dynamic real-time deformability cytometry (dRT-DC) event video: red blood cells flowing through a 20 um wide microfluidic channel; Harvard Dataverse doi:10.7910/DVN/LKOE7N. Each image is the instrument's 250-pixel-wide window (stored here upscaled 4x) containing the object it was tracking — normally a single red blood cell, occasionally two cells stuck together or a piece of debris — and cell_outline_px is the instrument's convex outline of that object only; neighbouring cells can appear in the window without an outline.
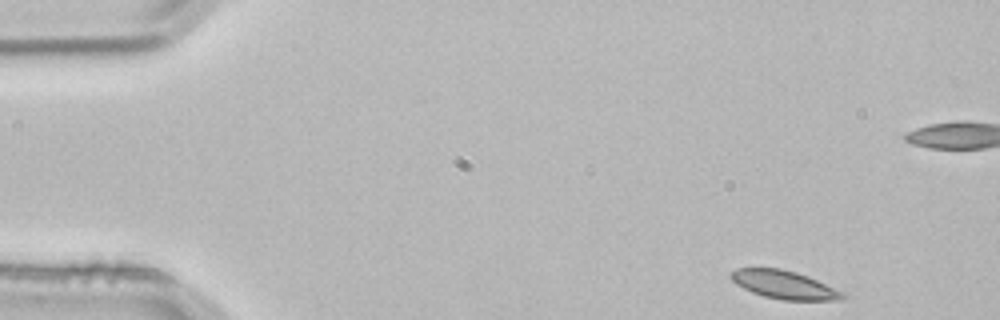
{"species": "common noctule bat (a hibernating species)", "species_latin": "Nyctalus noctula", "temperature_condition": "room temperature", "stored_images_in_passage": 4, "camera_frame_rate_fps": 3000, "um_per_image_px": 0.085, "animal": {"sex": "male", "body_mass_g": 21.5, "forearm_length_mm": 52.0}, "frame": {"image": 1, "passage_image": 1, "time_ms": 0.0, "image_size_px": [1000, 320], "cell_outline_px": [[848, 296], [840, 300], [784, 300], [764, 296], [752, 292], [736, 284], [728, 276], [736, 268], [780, 268], [796, 272], [808, 276], [848, 292]], "centroid_in_image_um": [66.74, 24.2], "position_along_channel_um": 18.3, "area_um2": 18.67}}